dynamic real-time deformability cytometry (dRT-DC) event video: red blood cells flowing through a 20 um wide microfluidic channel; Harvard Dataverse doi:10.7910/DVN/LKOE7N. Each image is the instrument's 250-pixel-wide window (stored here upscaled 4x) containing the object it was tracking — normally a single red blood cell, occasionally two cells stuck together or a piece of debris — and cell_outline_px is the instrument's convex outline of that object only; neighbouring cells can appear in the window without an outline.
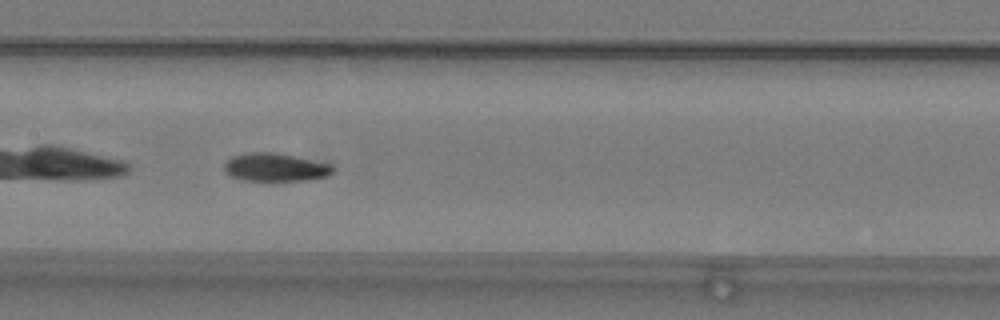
{"species": "common noctule bat (a hibernating species)", "species_latin": "Nyctalus noctula", "temperature_condition": "warm", "stored_images_in_passage": 38, "camera_frame_rate_fps": 3000, "um_per_image_px": 0.085, "animal": {"sex": "male", "body_mass_g": 19.2, "forearm_length_mm": 51.8}, "frame": {"image": 1, "passage_image": 10, "time_ms": 3.0, "image_size_px": [1000, 320], "cell_outline_px": [[336, 168], [332, 172], [324, 176], [308, 180], [244, 180], [232, 176], [224, 172], [224, 164], [232, 156], [248, 152], [272, 152], [332, 164]], "centroid_in_image_um": [23.38, 14.21], "position_along_channel_um": 184.0, "area_um2": 17.57}}
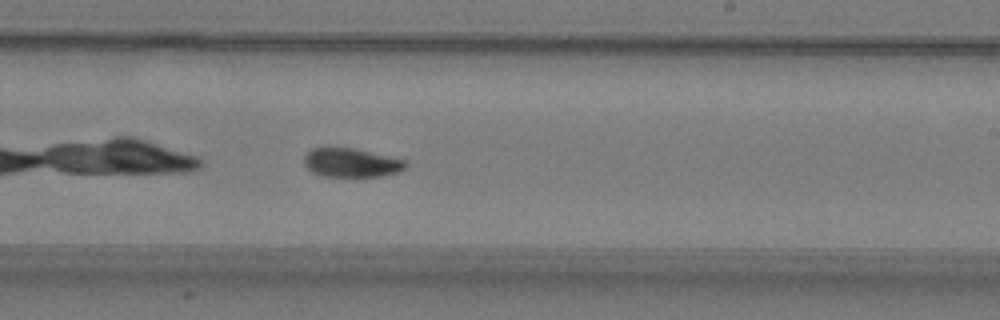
{"frame": {"image": 2, "passage_image": 16, "time_ms": 5.0, "image_size_px": [1000, 320], "cell_outline_px": [[408, 164], [400, 172], [384, 176], [320, 176], [312, 172], [304, 164], [304, 156], [312, 148], [328, 144], [356, 148], [404, 160]], "centroid_in_image_um": [29.8, 13.79], "position_along_channel_um": 259.2, "area_um2": 17.69}}
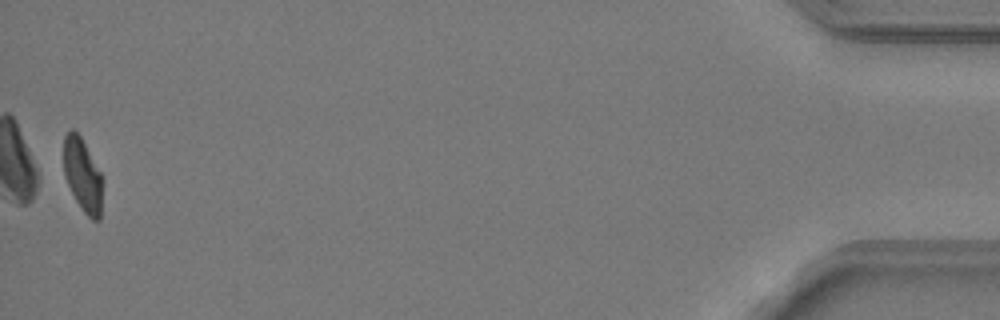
{"frame": {"image": 3, "passage_image": 37, "time_ms": 12.0, "image_size_px": [1000, 320], "cell_outline_px": [[100, 220], [92, 220], [84, 212], [76, 200], [64, 176], [64, 136], [72, 128], [80, 136], [100, 172]], "centroid_in_image_um": [6.98, 14.86], "position_along_channel_um": 428.2, "area_um2": 15.9}, "authors_computed_cell_mechanics": {"area_um2": 17.8024, "velocity_mm_per_s": 3.7786, "shape_relaxation_time_tau1_ms": 5.8881, "shape_relaxation_time_tau2_ms": 3.2874, "deformation_change_tau1": 0.1591, "deformation_change_tau2": 0.0719}}